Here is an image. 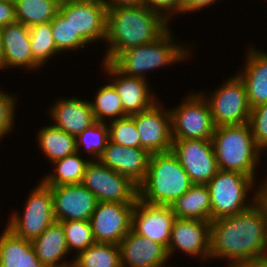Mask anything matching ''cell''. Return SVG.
Segmentation results:
<instances>
[{
  "label": "cell",
  "mask_w": 267,
  "mask_h": 267,
  "mask_svg": "<svg viewBox=\"0 0 267 267\" xmlns=\"http://www.w3.org/2000/svg\"><path fill=\"white\" fill-rule=\"evenodd\" d=\"M267 256V218L256 201L250 208L211 221L210 258L225 257L229 266Z\"/></svg>",
  "instance_id": "cell-1"
},
{
  "label": "cell",
  "mask_w": 267,
  "mask_h": 267,
  "mask_svg": "<svg viewBox=\"0 0 267 267\" xmlns=\"http://www.w3.org/2000/svg\"><path fill=\"white\" fill-rule=\"evenodd\" d=\"M168 23L145 5L108 8L105 41L110 46L105 61L112 62L129 48L153 43L168 30Z\"/></svg>",
  "instance_id": "cell-2"
},
{
  "label": "cell",
  "mask_w": 267,
  "mask_h": 267,
  "mask_svg": "<svg viewBox=\"0 0 267 267\" xmlns=\"http://www.w3.org/2000/svg\"><path fill=\"white\" fill-rule=\"evenodd\" d=\"M192 185L172 151L151 154L146 178L138 186L139 199L148 204L170 206Z\"/></svg>",
  "instance_id": "cell-3"
},
{
  "label": "cell",
  "mask_w": 267,
  "mask_h": 267,
  "mask_svg": "<svg viewBox=\"0 0 267 267\" xmlns=\"http://www.w3.org/2000/svg\"><path fill=\"white\" fill-rule=\"evenodd\" d=\"M211 141L219 169L254 178L262 151L255 143L249 123L216 127Z\"/></svg>",
  "instance_id": "cell-4"
},
{
  "label": "cell",
  "mask_w": 267,
  "mask_h": 267,
  "mask_svg": "<svg viewBox=\"0 0 267 267\" xmlns=\"http://www.w3.org/2000/svg\"><path fill=\"white\" fill-rule=\"evenodd\" d=\"M170 31L168 29L153 43L135 46L121 52L111 63L124 75L144 79L143 72L147 70L183 61L190 56L189 52L187 53L188 50H185L184 46L173 44L174 38Z\"/></svg>",
  "instance_id": "cell-5"
},
{
  "label": "cell",
  "mask_w": 267,
  "mask_h": 267,
  "mask_svg": "<svg viewBox=\"0 0 267 267\" xmlns=\"http://www.w3.org/2000/svg\"><path fill=\"white\" fill-rule=\"evenodd\" d=\"M254 178L234 171L219 169L206 184L211 199V221L225 216L236 215L257 201L256 192L253 203L246 205L247 192L253 187Z\"/></svg>",
  "instance_id": "cell-6"
},
{
  "label": "cell",
  "mask_w": 267,
  "mask_h": 267,
  "mask_svg": "<svg viewBox=\"0 0 267 267\" xmlns=\"http://www.w3.org/2000/svg\"><path fill=\"white\" fill-rule=\"evenodd\" d=\"M90 161L82 185L89 189L98 202L136 203L139 188L129 177L106 167L99 160Z\"/></svg>",
  "instance_id": "cell-7"
},
{
  "label": "cell",
  "mask_w": 267,
  "mask_h": 267,
  "mask_svg": "<svg viewBox=\"0 0 267 267\" xmlns=\"http://www.w3.org/2000/svg\"><path fill=\"white\" fill-rule=\"evenodd\" d=\"M178 108L170 110L172 139L211 140L215 124L203 94L189 95Z\"/></svg>",
  "instance_id": "cell-8"
},
{
  "label": "cell",
  "mask_w": 267,
  "mask_h": 267,
  "mask_svg": "<svg viewBox=\"0 0 267 267\" xmlns=\"http://www.w3.org/2000/svg\"><path fill=\"white\" fill-rule=\"evenodd\" d=\"M28 197L23 217L15 212L6 228L20 238L33 241L56 220L51 189L42 181Z\"/></svg>",
  "instance_id": "cell-9"
},
{
  "label": "cell",
  "mask_w": 267,
  "mask_h": 267,
  "mask_svg": "<svg viewBox=\"0 0 267 267\" xmlns=\"http://www.w3.org/2000/svg\"><path fill=\"white\" fill-rule=\"evenodd\" d=\"M211 98V99H210ZM210 98H206L216 127L249 122V105L245 84L239 75L228 80Z\"/></svg>",
  "instance_id": "cell-10"
},
{
  "label": "cell",
  "mask_w": 267,
  "mask_h": 267,
  "mask_svg": "<svg viewBox=\"0 0 267 267\" xmlns=\"http://www.w3.org/2000/svg\"><path fill=\"white\" fill-rule=\"evenodd\" d=\"M171 151L193 184H207L219 170L211 140H173Z\"/></svg>",
  "instance_id": "cell-11"
},
{
  "label": "cell",
  "mask_w": 267,
  "mask_h": 267,
  "mask_svg": "<svg viewBox=\"0 0 267 267\" xmlns=\"http://www.w3.org/2000/svg\"><path fill=\"white\" fill-rule=\"evenodd\" d=\"M107 10L104 0H70L59 7V12L87 44L105 40Z\"/></svg>",
  "instance_id": "cell-12"
},
{
  "label": "cell",
  "mask_w": 267,
  "mask_h": 267,
  "mask_svg": "<svg viewBox=\"0 0 267 267\" xmlns=\"http://www.w3.org/2000/svg\"><path fill=\"white\" fill-rule=\"evenodd\" d=\"M134 206L135 203L97 202L89 220L95 242L119 245L131 230Z\"/></svg>",
  "instance_id": "cell-13"
},
{
  "label": "cell",
  "mask_w": 267,
  "mask_h": 267,
  "mask_svg": "<svg viewBox=\"0 0 267 267\" xmlns=\"http://www.w3.org/2000/svg\"><path fill=\"white\" fill-rule=\"evenodd\" d=\"M131 116L140 135V148L150 154L171 151L173 139L170 110L161 109L156 101L149 109Z\"/></svg>",
  "instance_id": "cell-14"
},
{
  "label": "cell",
  "mask_w": 267,
  "mask_h": 267,
  "mask_svg": "<svg viewBox=\"0 0 267 267\" xmlns=\"http://www.w3.org/2000/svg\"><path fill=\"white\" fill-rule=\"evenodd\" d=\"M48 187L52 192L56 221L90 220L98 201L89 189L81 183Z\"/></svg>",
  "instance_id": "cell-15"
},
{
  "label": "cell",
  "mask_w": 267,
  "mask_h": 267,
  "mask_svg": "<svg viewBox=\"0 0 267 267\" xmlns=\"http://www.w3.org/2000/svg\"><path fill=\"white\" fill-rule=\"evenodd\" d=\"M175 219L170 206L148 204L138 198L132 211L131 229L168 248Z\"/></svg>",
  "instance_id": "cell-16"
},
{
  "label": "cell",
  "mask_w": 267,
  "mask_h": 267,
  "mask_svg": "<svg viewBox=\"0 0 267 267\" xmlns=\"http://www.w3.org/2000/svg\"><path fill=\"white\" fill-rule=\"evenodd\" d=\"M211 222L198 219L176 218L172 225L167 252L169 257L176 249L194 256L210 258Z\"/></svg>",
  "instance_id": "cell-17"
},
{
  "label": "cell",
  "mask_w": 267,
  "mask_h": 267,
  "mask_svg": "<svg viewBox=\"0 0 267 267\" xmlns=\"http://www.w3.org/2000/svg\"><path fill=\"white\" fill-rule=\"evenodd\" d=\"M150 156L151 154L143 148L125 147L108 140L99 161L129 177L139 186L146 178Z\"/></svg>",
  "instance_id": "cell-18"
},
{
  "label": "cell",
  "mask_w": 267,
  "mask_h": 267,
  "mask_svg": "<svg viewBox=\"0 0 267 267\" xmlns=\"http://www.w3.org/2000/svg\"><path fill=\"white\" fill-rule=\"evenodd\" d=\"M119 247L121 267H165L169 259L165 246L138 235L132 229L120 241Z\"/></svg>",
  "instance_id": "cell-19"
},
{
  "label": "cell",
  "mask_w": 267,
  "mask_h": 267,
  "mask_svg": "<svg viewBox=\"0 0 267 267\" xmlns=\"http://www.w3.org/2000/svg\"><path fill=\"white\" fill-rule=\"evenodd\" d=\"M104 69L115 77L111 84L116 89L126 116L137 114L152 107L156 102L150 94L147 81L139 77H130L120 72L111 62L104 61ZM123 75V76H122ZM117 77V78H116ZM151 96V97H150Z\"/></svg>",
  "instance_id": "cell-20"
},
{
  "label": "cell",
  "mask_w": 267,
  "mask_h": 267,
  "mask_svg": "<svg viewBox=\"0 0 267 267\" xmlns=\"http://www.w3.org/2000/svg\"><path fill=\"white\" fill-rule=\"evenodd\" d=\"M4 46V67L39 68L40 65L33 59L30 45L29 27L15 22L0 28Z\"/></svg>",
  "instance_id": "cell-21"
},
{
  "label": "cell",
  "mask_w": 267,
  "mask_h": 267,
  "mask_svg": "<svg viewBox=\"0 0 267 267\" xmlns=\"http://www.w3.org/2000/svg\"><path fill=\"white\" fill-rule=\"evenodd\" d=\"M50 113L56 122L53 126L75 137L96 122L91 103L76 97L57 101Z\"/></svg>",
  "instance_id": "cell-22"
},
{
  "label": "cell",
  "mask_w": 267,
  "mask_h": 267,
  "mask_svg": "<svg viewBox=\"0 0 267 267\" xmlns=\"http://www.w3.org/2000/svg\"><path fill=\"white\" fill-rule=\"evenodd\" d=\"M31 242L38 259L45 267H69L73 264L64 262L62 259L69 251L61 222H53ZM62 260L63 262L60 264L59 262Z\"/></svg>",
  "instance_id": "cell-23"
},
{
  "label": "cell",
  "mask_w": 267,
  "mask_h": 267,
  "mask_svg": "<svg viewBox=\"0 0 267 267\" xmlns=\"http://www.w3.org/2000/svg\"><path fill=\"white\" fill-rule=\"evenodd\" d=\"M245 71L239 77L245 84L249 105L252 108L267 103V54L249 50Z\"/></svg>",
  "instance_id": "cell-24"
},
{
  "label": "cell",
  "mask_w": 267,
  "mask_h": 267,
  "mask_svg": "<svg viewBox=\"0 0 267 267\" xmlns=\"http://www.w3.org/2000/svg\"><path fill=\"white\" fill-rule=\"evenodd\" d=\"M0 267H45L38 259L30 240L5 228L0 237Z\"/></svg>",
  "instance_id": "cell-25"
},
{
  "label": "cell",
  "mask_w": 267,
  "mask_h": 267,
  "mask_svg": "<svg viewBox=\"0 0 267 267\" xmlns=\"http://www.w3.org/2000/svg\"><path fill=\"white\" fill-rule=\"evenodd\" d=\"M170 207L176 218L211 222V199L206 184H193Z\"/></svg>",
  "instance_id": "cell-26"
},
{
  "label": "cell",
  "mask_w": 267,
  "mask_h": 267,
  "mask_svg": "<svg viewBox=\"0 0 267 267\" xmlns=\"http://www.w3.org/2000/svg\"><path fill=\"white\" fill-rule=\"evenodd\" d=\"M38 141L52 163L77 151L76 137L53 125L39 130Z\"/></svg>",
  "instance_id": "cell-27"
},
{
  "label": "cell",
  "mask_w": 267,
  "mask_h": 267,
  "mask_svg": "<svg viewBox=\"0 0 267 267\" xmlns=\"http://www.w3.org/2000/svg\"><path fill=\"white\" fill-rule=\"evenodd\" d=\"M16 20L27 27L51 22L59 12L56 0H16L14 2Z\"/></svg>",
  "instance_id": "cell-28"
},
{
  "label": "cell",
  "mask_w": 267,
  "mask_h": 267,
  "mask_svg": "<svg viewBox=\"0 0 267 267\" xmlns=\"http://www.w3.org/2000/svg\"><path fill=\"white\" fill-rule=\"evenodd\" d=\"M55 169L53 175L46 176L42 182L46 186H59L66 184H80L90 160L79 157V152L68 155L53 162Z\"/></svg>",
  "instance_id": "cell-29"
},
{
  "label": "cell",
  "mask_w": 267,
  "mask_h": 267,
  "mask_svg": "<svg viewBox=\"0 0 267 267\" xmlns=\"http://www.w3.org/2000/svg\"><path fill=\"white\" fill-rule=\"evenodd\" d=\"M75 258L74 267H121L120 247L112 243H94Z\"/></svg>",
  "instance_id": "cell-30"
},
{
  "label": "cell",
  "mask_w": 267,
  "mask_h": 267,
  "mask_svg": "<svg viewBox=\"0 0 267 267\" xmlns=\"http://www.w3.org/2000/svg\"><path fill=\"white\" fill-rule=\"evenodd\" d=\"M90 103L95 120L98 122L104 123L107 116L112 117L110 121L126 116L121 99L112 84L102 86L96 94L95 102L93 103L92 101Z\"/></svg>",
  "instance_id": "cell-31"
},
{
  "label": "cell",
  "mask_w": 267,
  "mask_h": 267,
  "mask_svg": "<svg viewBox=\"0 0 267 267\" xmlns=\"http://www.w3.org/2000/svg\"><path fill=\"white\" fill-rule=\"evenodd\" d=\"M29 31L32 56L40 66L59 53L52 36L51 22L36 24Z\"/></svg>",
  "instance_id": "cell-32"
},
{
  "label": "cell",
  "mask_w": 267,
  "mask_h": 267,
  "mask_svg": "<svg viewBox=\"0 0 267 267\" xmlns=\"http://www.w3.org/2000/svg\"><path fill=\"white\" fill-rule=\"evenodd\" d=\"M52 36L59 52L84 48L87 43L73 30L69 20L58 12L51 21Z\"/></svg>",
  "instance_id": "cell-33"
},
{
  "label": "cell",
  "mask_w": 267,
  "mask_h": 267,
  "mask_svg": "<svg viewBox=\"0 0 267 267\" xmlns=\"http://www.w3.org/2000/svg\"><path fill=\"white\" fill-rule=\"evenodd\" d=\"M61 223L69 252L75 248L78 251L77 253H80L96 243L89 221L71 220Z\"/></svg>",
  "instance_id": "cell-34"
},
{
  "label": "cell",
  "mask_w": 267,
  "mask_h": 267,
  "mask_svg": "<svg viewBox=\"0 0 267 267\" xmlns=\"http://www.w3.org/2000/svg\"><path fill=\"white\" fill-rule=\"evenodd\" d=\"M108 140V126L105 124V122L102 123L96 121L76 137L77 151H81V143L86 147L87 151L92 154V156L94 155L98 161L104 152Z\"/></svg>",
  "instance_id": "cell-35"
},
{
  "label": "cell",
  "mask_w": 267,
  "mask_h": 267,
  "mask_svg": "<svg viewBox=\"0 0 267 267\" xmlns=\"http://www.w3.org/2000/svg\"><path fill=\"white\" fill-rule=\"evenodd\" d=\"M110 122L108 126L110 142L125 147L140 148V135L132 116H125Z\"/></svg>",
  "instance_id": "cell-36"
},
{
  "label": "cell",
  "mask_w": 267,
  "mask_h": 267,
  "mask_svg": "<svg viewBox=\"0 0 267 267\" xmlns=\"http://www.w3.org/2000/svg\"><path fill=\"white\" fill-rule=\"evenodd\" d=\"M249 125L257 147L267 149V103L251 109Z\"/></svg>",
  "instance_id": "cell-37"
},
{
  "label": "cell",
  "mask_w": 267,
  "mask_h": 267,
  "mask_svg": "<svg viewBox=\"0 0 267 267\" xmlns=\"http://www.w3.org/2000/svg\"><path fill=\"white\" fill-rule=\"evenodd\" d=\"M15 99L0 91V139L13 128Z\"/></svg>",
  "instance_id": "cell-38"
},
{
  "label": "cell",
  "mask_w": 267,
  "mask_h": 267,
  "mask_svg": "<svg viewBox=\"0 0 267 267\" xmlns=\"http://www.w3.org/2000/svg\"><path fill=\"white\" fill-rule=\"evenodd\" d=\"M144 5L150 10L162 15L167 21L170 19L168 16L169 13L172 15L173 11L181 12V0H144ZM163 10L165 12H163Z\"/></svg>",
  "instance_id": "cell-39"
},
{
  "label": "cell",
  "mask_w": 267,
  "mask_h": 267,
  "mask_svg": "<svg viewBox=\"0 0 267 267\" xmlns=\"http://www.w3.org/2000/svg\"><path fill=\"white\" fill-rule=\"evenodd\" d=\"M17 22L14 2L0 0V28Z\"/></svg>",
  "instance_id": "cell-40"
},
{
  "label": "cell",
  "mask_w": 267,
  "mask_h": 267,
  "mask_svg": "<svg viewBox=\"0 0 267 267\" xmlns=\"http://www.w3.org/2000/svg\"><path fill=\"white\" fill-rule=\"evenodd\" d=\"M217 0H181V13L200 11L201 8L208 7L211 3L216 2Z\"/></svg>",
  "instance_id": "cell-41"
},
{
  "label": "cell",
  "mask_w": 267,
  "mask_h": 267,
  "mask_svg": "<svg viewBox=\"0 0 267 267\" xmlns=\"http://www.w3.org/2000/svg\"><path fill=\"white\" fill-rule=\"evenodd\" d=\"M107 8L119 6H143L144 0H104Z\"/></svg>",
  "instance_id": "cell-42"
},
{
  "label": "cell",
  "mask_w": 267,
  "mask_h": 267,
  "mask_svg": "<svg viewBox=\"0 0 267 267\" xmlns=\"http://www.w3.org/2000/svg\"><path fill=\"white\" fill-rule=\"evenodd\" d=\"M230 267H267V256L234 264Z\"/></svg>",
  "instance_id": "cell-43"
},
{
  "label": "cell",
  "mask_w": 267,
  "mask_h": 267,
  "mask_svg": "<svg viewBox=\"0 0 267 267\" xmlns=\"http://www.w3.org/2000/svg\"><path fill=\"white\" fill-rule=\"evenodd\" d=\"M257 201L261 204L267 218V189H259Z\"/></svg>",
  "instance_id": "cell-44"
},
{
  "label": "cell",
  "mask_w": 267,
  "mask_h": 267,
  "mask_svg": "<svg viewBox=\"0 0 267 267\" xmlns=\"http://www.w3.org/2000/svg\"><path fill=\"white\" fill-rule=\"evenodd\" d=\"M0 68L1 69L4 68V46H3L1 31H0Z\"/></svg>",
  "instance_id": "cell-45"
},
{
  "label": "cell",
  "mask_w": 267,
  "mask_h": 267,
  "mask_svg": "<svg viewBox=\"0 0 267 267\" xmlns=\"http://www.w3.org/2000/svg\"><path fill=\"white\" fill-rule=\"evenodd\" d=\"M262 187H259L260 189H267V181L263 182V185H261Z\"/></svg>",
  "instance_id": "cell-46"
},
{
  "label": "cell",
  "mask_w": 267,
  "mask_h": 267,
  "mask_svg": "<svg viewBox=\"0 0 267 267\" xmlns=\"http://www.w3.org/2000/svg\"><path fill=\"white\" fill-rule=\"evenodd\" d=\"M59 4H61V3H65V2H68V1H70V0H56Z\"/></svg>",
  "instance_id": "cell-47"
}]
</instances>
